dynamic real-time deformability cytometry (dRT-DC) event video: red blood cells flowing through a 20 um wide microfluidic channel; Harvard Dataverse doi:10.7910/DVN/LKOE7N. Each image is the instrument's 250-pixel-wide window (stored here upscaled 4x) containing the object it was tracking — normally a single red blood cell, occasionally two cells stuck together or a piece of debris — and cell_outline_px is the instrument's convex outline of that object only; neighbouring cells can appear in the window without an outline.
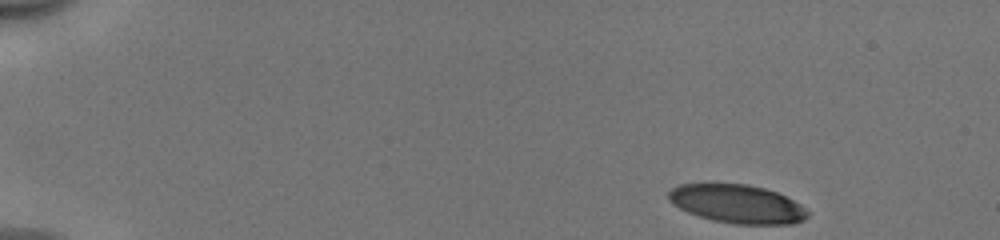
{"species": "human", "species_latin": "Homo sapiens", "temperature_condition": "cold", "stored_images_in_passage": 47, "camera_frame_rate_fps": 3000, "um_per_image_px": 0.085, "donor": {"sex": "male"}, "frame": {"image": 1, "passage_image": 1, "time_ms": 0.0, "image_size_px": [1000, 240], "cell_outline_px": [[808, 216], [804, 220], [792, 224], [736, 224], [712, 220], [688, 212], [680, 208], [668, 200], [668, 192], [672, 188], [680, 184], [748, 184], [764, 188], [776, 192], [800, 204], [808, 212]], "centroid_in_image_um": [62.66, 17.33], "position_along_channel_um": 22.3, "area_um2": 30.98}}
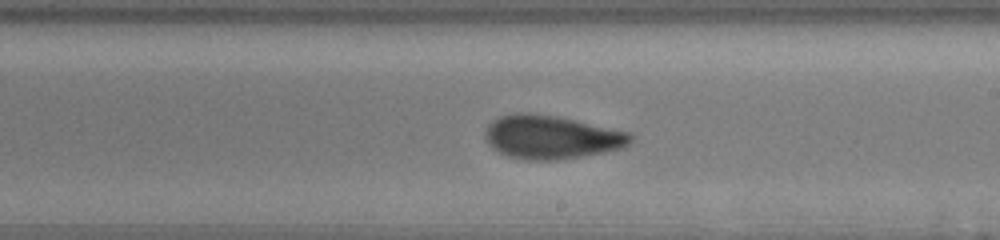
{"frame": {"image": 2, "passage_image": 27, "time_ms": 8.667, "image_size_px": [1000, 240], "cell_outline_px": [[636, 136], [624, 148], [580, 156], [556, 160], [524, 160], [508, 156], [492, 148], [488, 144], [484, 136], [484, 132], [488, 124], [492, 120], [500, 116], [516, 112], [532, 112], [556, 116], [576, 120], [632, 132]], "centroid_in_image_um": [46.86, 11.64], "position_along_channel_um": 242.1, "area_um2": 37.28}}
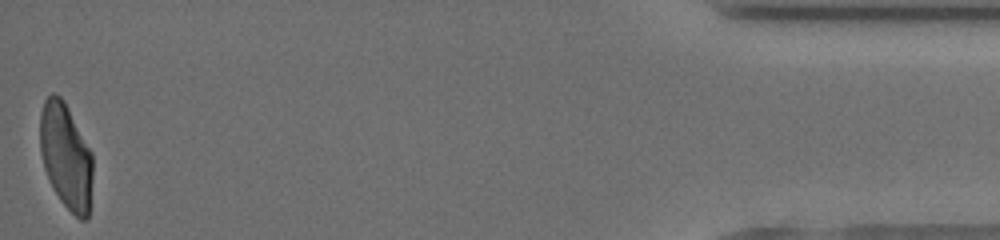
{"frame": {"image": 3, "passage_image": 47, "time_ms": 15.333, "image_size_px": [1000, 240], "cell_outline_px": [[92, 176], [88, 216], [84, 220], [80, 220], [60, 200], [48, 180], [44, 168], [40, 152], [40, 112], [44, 100], [52, 92], [60, 96], [64, 100], [92, 152]], "centroid_in_image_um": [5.59, 13.25], "position_along_channel_um": 429.6, "area_um2": 32.43}, "authors_computed_cell_mechanics": {"area_um2": 35.1424, "velocity_mm_per_s": 3.9663, "shape_relaxation_time_tau1_ms": 5.1496, "shape_relaxation_time_tau2_ms": 1.3916, "deformation_change_tau1": 0.1811, "deformation_change_tau2": 0.0805}}